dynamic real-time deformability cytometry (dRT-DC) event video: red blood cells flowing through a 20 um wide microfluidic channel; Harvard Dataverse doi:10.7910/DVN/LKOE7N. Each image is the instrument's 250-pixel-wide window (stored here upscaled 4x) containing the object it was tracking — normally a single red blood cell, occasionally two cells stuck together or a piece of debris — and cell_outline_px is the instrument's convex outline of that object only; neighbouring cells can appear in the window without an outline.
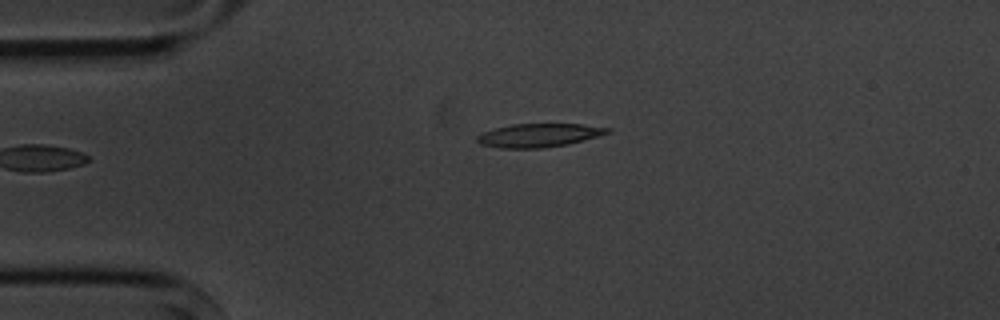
{"species": "common noctule bat (a hibernating species)", "species_latin": "Nyctalus noctula", "temperature_condition": "cold", "stored_images_in_passage": 2, "camera_frame_rate_fps": 3000, "um_per_image_px": 0.085, "animal": {"sex": "male", "body_mass_g": 20.1, "forearm_length_mm": 53.5}, "frame": {"image": 1, "passage_image": 1, "time_ms": 0.0, "image_size_px": [1000, 320], "cell_outline_px": [[612, 132], [600, 136], [568, 144], [544, 148], [500, 148], [480, 144], [476, 140], [476, 136], [484, 132], [496, 128], [512, 124], [580, 124], [612, 128]], "centroid_in_image_um": [45.85, 11.5], "position_along_channel_um": 39.2, "area_um2": 17.92}}